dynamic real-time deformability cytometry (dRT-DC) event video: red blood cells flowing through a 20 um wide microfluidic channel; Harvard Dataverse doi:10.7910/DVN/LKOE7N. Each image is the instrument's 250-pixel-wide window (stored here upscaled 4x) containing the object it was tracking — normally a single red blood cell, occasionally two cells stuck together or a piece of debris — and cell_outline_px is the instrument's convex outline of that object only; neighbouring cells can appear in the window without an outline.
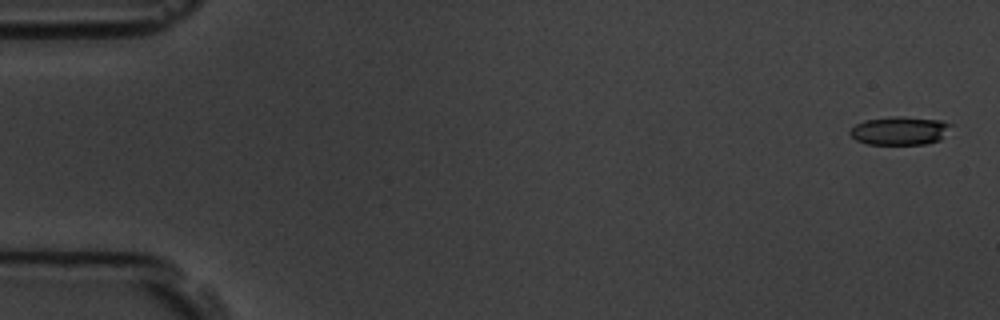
{"species": "common noctule bat (a hibernating species)", "species_latin": "Nyctalus noctula", "temperature_condition": "room temperature", "stored_images_in_passage": 8, "camera_frame_rate_fps": 3000, "um_per_image_px": 0.085, "animal": {"sex": "male", "body_mass_g": 19.5, "forearm_length_mm": 54.6}, "frame": {"image": 1, "passage_image": 1, "time_ms": 0.0, "image_size_px": [1000, 320], "cell_outline_px": [[952, 124], [940, 140], [924, 144], [868, 144], [856, 140], [848, 132], [856, 124], [864, 120], [892, 116], [904, 116], [940, 120]], "centroid_in_image_um": [76.46, 11.1], "position_along_channel_um": 8.5, "area_um2": 16.65}}
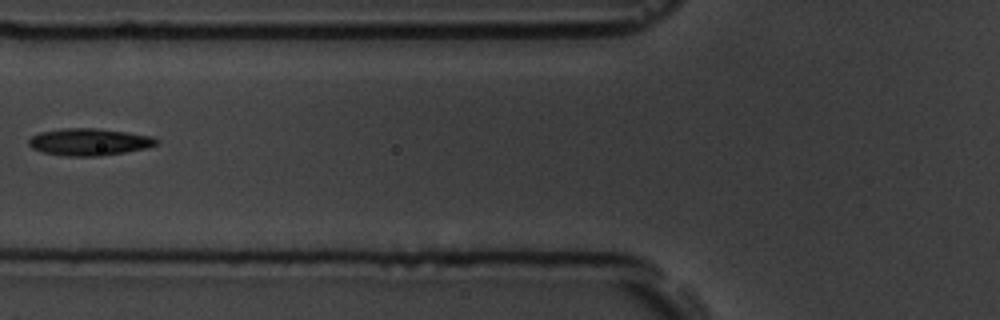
{"frame": {"image": 2, "passage_image": 6, "time_ms": 6.667, "image_size_px": [1000, 320], "cell_outline_px": [[160, 144], [148, 148], [100, 156], [64, 156], [40, 152], [32, 148], [28, 144], [28, 140], [32, 136], [40, 132], [64, 128], [96, 128], [152, 136], [160, 140]], "centroid_in_image_um": [7.59, 12.07], "position_along_channel_um": 118.2, "area_um2": 20.29}}
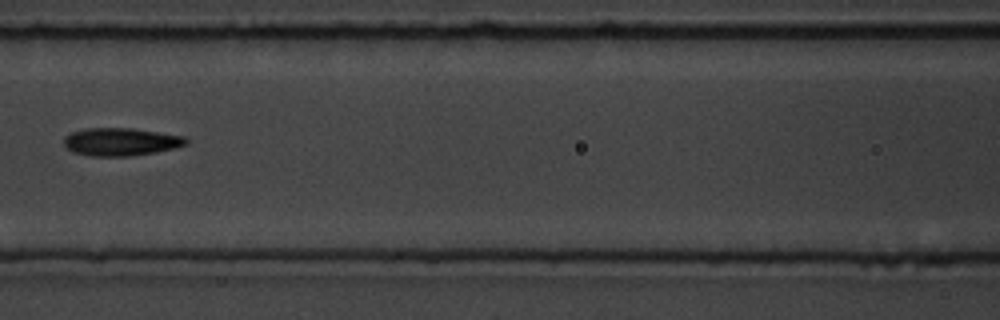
{"frame": {"image": 3, "passage_image": 7, "time_ms": 7.667, "image_size_px": [1000, 320], "cell_outline_px": [[188, 144], [176, 148], [156, 152], [128, 156], [92, 156], [72, 152], [64, 144], [64, 136], [72, 132], [88, 128], [132, 128], [184, 136], [188, 140]], "centroid_in_image_um": [10.29, 12.05], "position_along_channel_um": 156.3, "area_um2": 19.83}}